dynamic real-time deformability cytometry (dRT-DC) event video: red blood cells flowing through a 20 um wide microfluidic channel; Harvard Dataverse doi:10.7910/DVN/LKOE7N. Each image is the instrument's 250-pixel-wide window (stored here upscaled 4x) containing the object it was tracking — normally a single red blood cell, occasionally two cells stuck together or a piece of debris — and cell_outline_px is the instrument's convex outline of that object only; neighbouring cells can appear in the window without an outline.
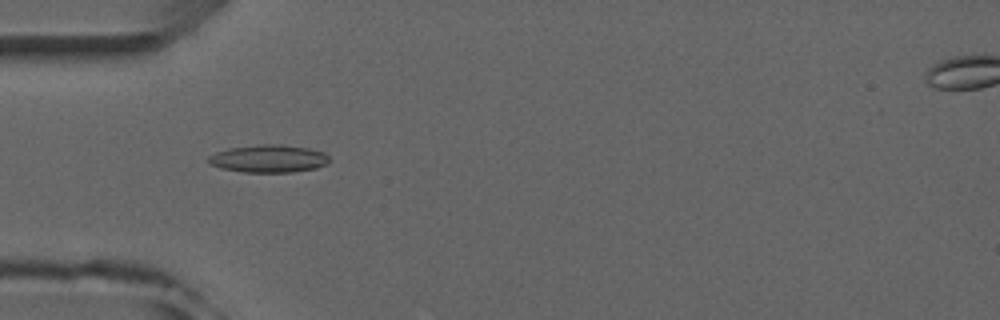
{"species": "common noctule bat (a hibernating species)", "species_latin": "Nyctalus noctula", "temperature_condition": "room temperature", "stored_images_in_passage": 4, "camera_frame_rate_fps": 3000, "um_per_image_px": 0.085, "animal": {"sex": "male", "forearm_length_mm": 52.5}, "frame": {"image": 1, "passage_image": 2, "time_ms": 1.333, "image_size_px": [1000, 320], "cell_outline_px": [[328, 164], [316, 168], [292, 172], [244, 172], [220, 168], [212, 164], [208, 160], [208, 156], [216, 152], [228, 148], [260, 144], [280, 144], [308, 148], [324, 152], [328, 156]], "centroid_in_image_um": [22.84, 13.48], "position_along_channel_um": 62.2, "area_um2": 19.48}}
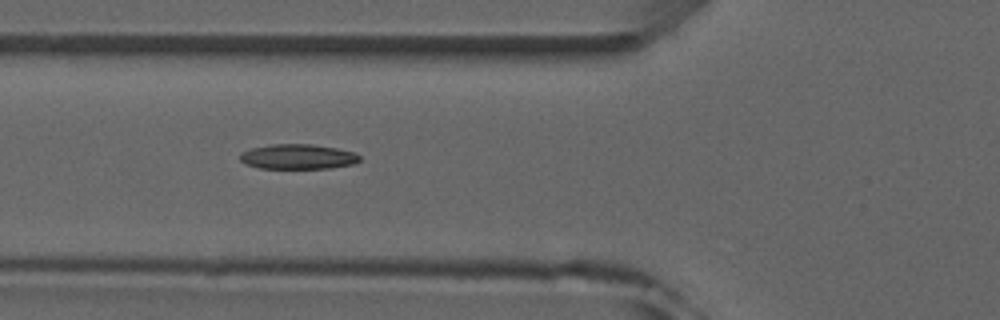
{"frame": {"image": 2, "passage_image": 3, "time_ms": 2.333, "image_size_px": [1000, 320], "cell_outline_px": [[360, 160], [352, 164], [332, 168], [260, 168], [244, 164], [240, 160], [240, 152], [252, 148], [272, 144], [312, 144], [336, 148], [356, 152], [360, 156]], "centroid_in_image_um": [25.32, 13.31], "position_along_channel_um": 100.5, "area_um2": 17.46}}
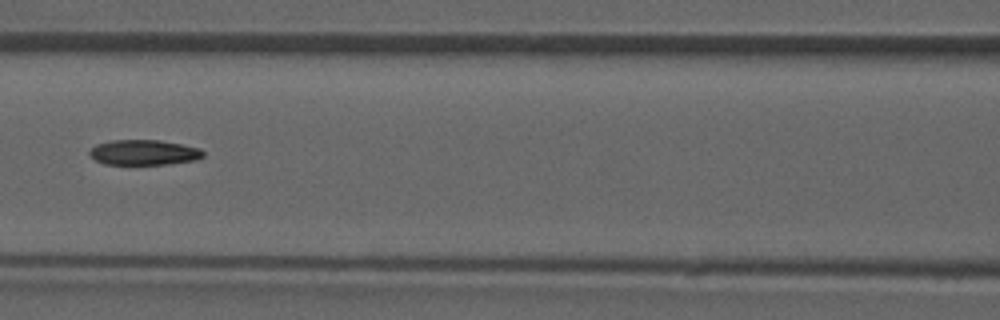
{"frame": {"image": 3, "passage_image": 4, "time_ms": 3.667, "image_size_px": [1000, 320], "cell_outline_px": [[204, 156], [196, 160], [168, 164], [104, 164], [96, 160], [88, 152], [96, 144], [112, 140], [160, 140], [200, 148], [204, 152]], "centroid_in_image_um": [12.25, 12.95], "position_along_channel_um": 154.4, "area_um2": 16.65}}